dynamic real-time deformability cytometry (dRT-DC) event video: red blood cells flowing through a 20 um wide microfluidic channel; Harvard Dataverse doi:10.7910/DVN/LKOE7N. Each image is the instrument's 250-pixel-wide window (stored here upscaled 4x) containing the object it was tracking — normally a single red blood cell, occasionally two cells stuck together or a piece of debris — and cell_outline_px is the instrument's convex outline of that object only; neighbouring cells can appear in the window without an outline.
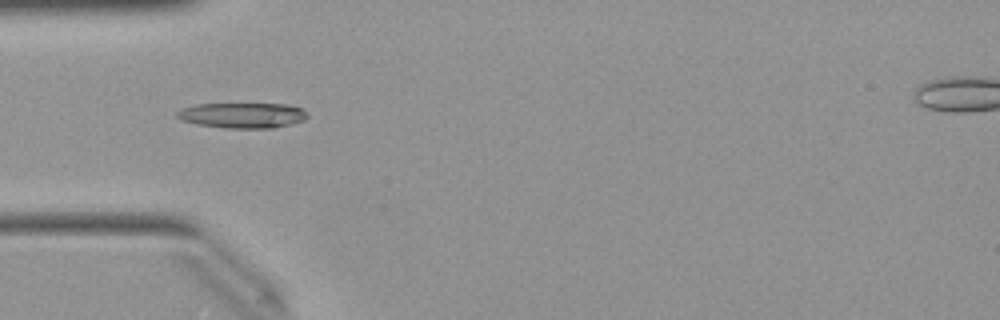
{"species": "Egyptian fruit bat (a non-hibernating species)", "species_latin": "Rousettus aegyptiacus", "temperature_condition": "warm", "stored_images_in_passage": 50, "camera_frame_rate_fps": 3000, "um_per_image_px": 0.085, "animal": {"sex": "female"}, "frame": {"image": 1, "passage_image": 15, "time_ms": 4.667, "image_size_px": [1000, 320], "cell_outline_px": [[308, 116], [304, 120], [292, 124], [272, 128], [224, 128], [196, 124], [184, 120], [176, 116], [176, 112], [180, 108], [196, 104], [288, 104], [300, 108]], "centroid_in_image_um": [20.59, 9.8], "position_along_channel_um": 64.4, "area_um2": 19.25}}
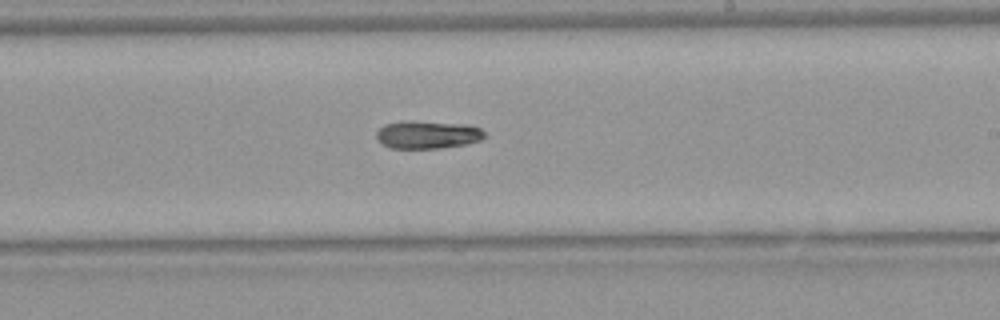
{"frame": {"image": 2, "passage_image": 29, "time_ms": 9.333, "image_size_px": [1000, 320], "cell_outline_px": [[484, 136], [480, 140], [468, 144], [440, 148], [388, 148], [380, 144], [376, 140], [376, 132], [384, 124], [400, 120], [412, 120], [468, 124], [480, 128], [484, 132]], "centroid_in_image_um": [36.28, 11.43], "position_along_channel_um": 252.7, "area_um2": 18.03}}
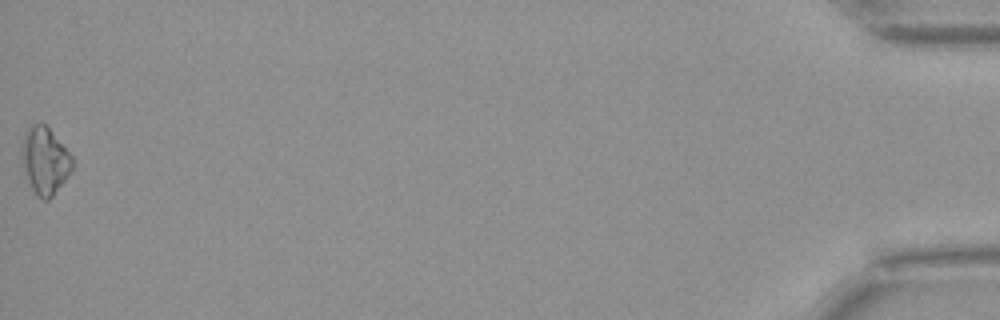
{"frame": {"image": 3, "passage_image": 50, "time_ms": 16.333, "image_size_px": [1000, 320], "cell_outline_px": [[72, 168], [64, 180], [52, 196], [48, 200], [44, 200], [36, 196], [32, 188], [20, 152], [20, 148], [24, 132], [32, 124], [44, 124], [48, 128], [72, 156]], "centroid_in_image_um": [3.79, 13.64], "position_along_channel_um": 431.4, "area_um2": 19.13}}